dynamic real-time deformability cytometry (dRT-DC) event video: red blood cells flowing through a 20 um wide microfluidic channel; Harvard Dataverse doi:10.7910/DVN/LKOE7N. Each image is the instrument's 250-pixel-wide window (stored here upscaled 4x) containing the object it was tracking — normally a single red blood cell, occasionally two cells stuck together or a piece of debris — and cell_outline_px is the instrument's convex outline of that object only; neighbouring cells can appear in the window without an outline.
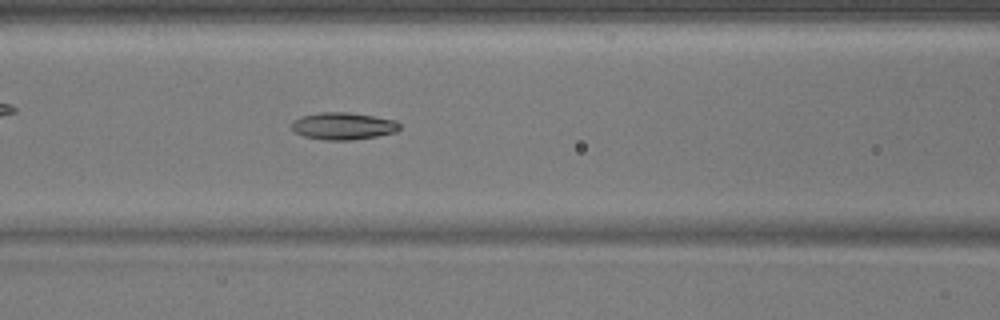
{"species": "common noctule bat (a hibernating species)", "species_latin": "Nyctalus noctula", "temperature_condition": "warm", "stored_images_in_passage": 51, "camera_frame_rate_fps": 3000, "um_per_image_px": 0.085, "animal": {"sex": "male", "body_mass_g": 17.9}, "frame": {"image": 1, "passage_image": 22, "time_ms": 7.0, "image_size_px": [1000, 320], "cell_outline_px": [[400, 128], [396, 132], [376, 136], [352, 140], [324, 140], [304, 136], [292, 132], [292, 120], [300, 116], [320, 112], [348, 112], [396, 120], [400, 124]], "centroid_in_image_um": [29.13, 10.71], "position_along_channel_um": 137.5, "area_um2": 17.22}}
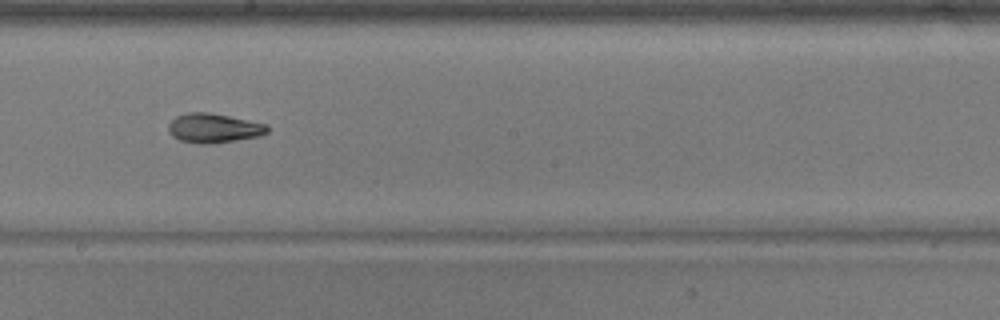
{"frame": {"image": 2, "passage_image": 29, "time_ms": 9.333, "image_size_px": [1000, 320], "cell_outline_px": [[268, 132], [256, 136], [208, 144], [200, 144], [180, 140], [172, 136], [168, 132], [168, 124], [176, 116], [188, 112], [208, 112], [268, 124]], "centroid_in_image_um": [18.12, 10.88], "position_along_channel_um": 230.1, "area_um2": 16.7}}
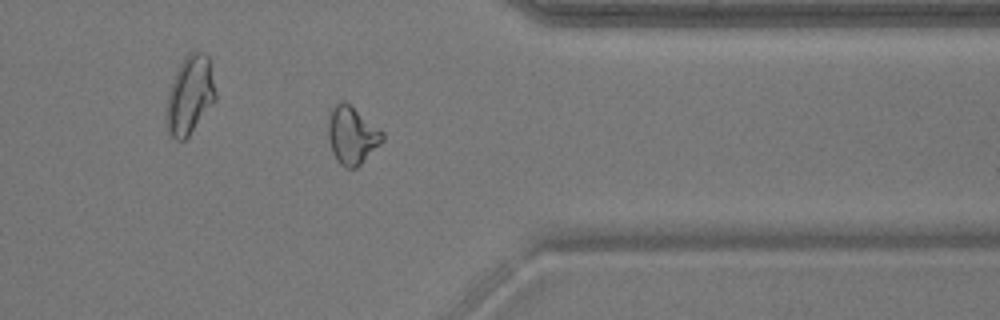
{"frame": {"image": 3, "passage_image": 41, "time_ms": 13.333, "image_size_px": [1000, 320], "cell_outline_px": [[384, 140], [356, 168], [344, 168], [336, 160], [332, 152], [328, 136], [328, 120], [332, 108], [336, 104], [344, 100], [384, 132]], "centroid_in_image_um": [29.91, 11.51], "position_along_channel_um": 381.5, "area_um2": 18.09}}